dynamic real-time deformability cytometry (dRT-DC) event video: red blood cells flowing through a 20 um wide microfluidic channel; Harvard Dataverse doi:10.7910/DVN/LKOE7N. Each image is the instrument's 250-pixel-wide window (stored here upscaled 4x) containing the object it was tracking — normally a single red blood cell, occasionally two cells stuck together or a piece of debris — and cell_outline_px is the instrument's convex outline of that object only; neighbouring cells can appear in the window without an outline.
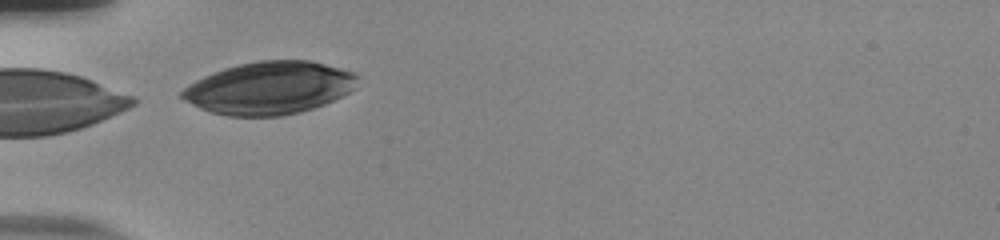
{"species": "human", "species_latin": "Homo sapiens", "temperature_condition": "room temperature", "stored_images_in_passage": 29, "camera_frame_rate_fps": 3000, "um_per_image_px": 0.085, "donor": {"sex": "male"}, "frame": {"image": 1, "passage_image": 1, "time_ms": 0.0, "image_size_px": [1000, 240], "cell_outline_px": [[360, 76], [356, 88], [324, 104], [300, 112], [280, 116], [228, 116], [212, 112], [200, 108], [192, 104], [180, 96], [180, 92], [188, 84], [204, 76], [224, 68], [240, 64], [260, 60], [308, 60], [356, 72]], "centroid_in_image_um": [22.92, 7.47], "position_along_channel_um": 62.1, "area_um2": 53.7}}
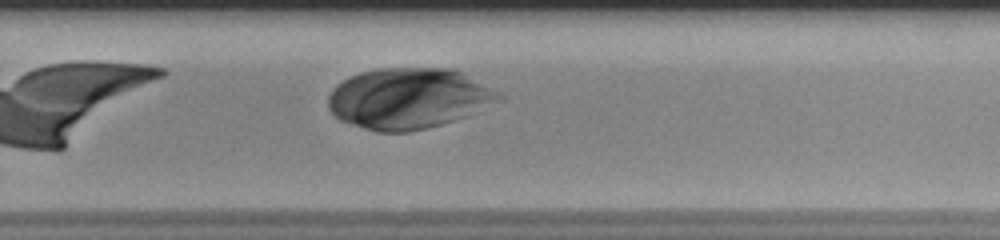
{"frame": {"image": 2, "passage_image": 20, "time_ms": 6.333, "image_size_px": [1000, 240], "cell_outline_px": [[504, 100], [464, 116], [440, 124], [408, 132], [376, 132], [340, 120], [328, 108], [328, 96], [332, 88], [336, 84], [348, 76], [360, 72], [380, 68], [452, 68], [464, 72], [500, 92], [504, 96]], "centroid_in_image_um": [34.73, 8.34], "position_along_channel_um": 295.1, "area_um2": 60.69}}
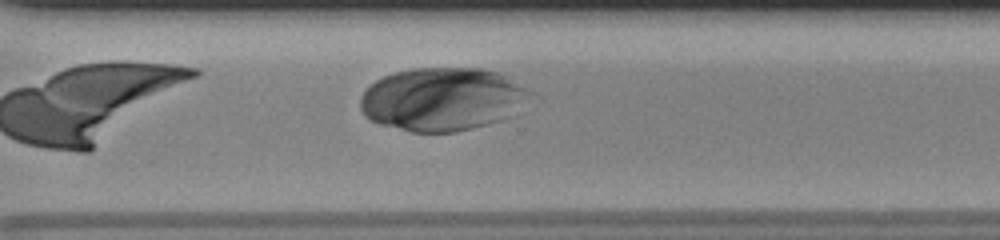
{"frame": {"image": 3, "passage_image": 23, "time_ms": 7.333, "image_size_px": [1000, 240], "cell_outline_px": [[536, 92], [512, 116], [500, 120], [456, 132], [412, 132], [380, 124], [372, 120], [360, 108], [360, 96], [376, 80], [392, 72], [412, 68], [484, 68], [500, 72]], "centroid_in_image_um": [37.66, 8.41], "position_along_channel_um": 332.9, "area_um2": 62.94}}